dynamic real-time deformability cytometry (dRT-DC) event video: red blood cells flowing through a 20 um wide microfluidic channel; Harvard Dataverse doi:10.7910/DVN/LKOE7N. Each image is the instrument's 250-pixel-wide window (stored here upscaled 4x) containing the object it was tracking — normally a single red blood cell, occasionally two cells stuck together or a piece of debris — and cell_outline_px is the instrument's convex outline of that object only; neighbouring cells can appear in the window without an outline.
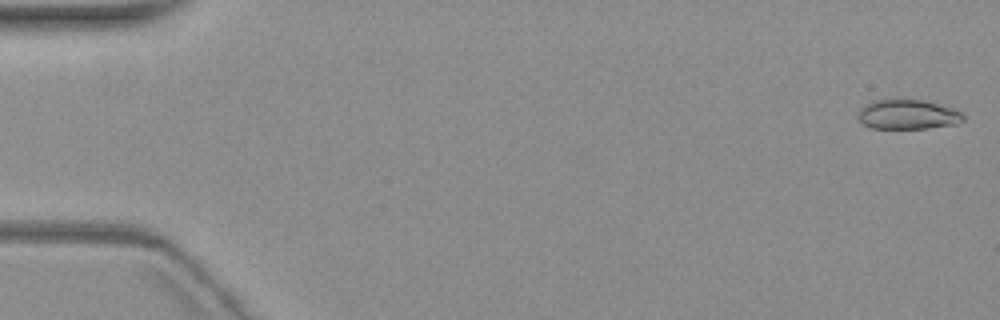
{"species": "common noctule bat (a hibernating species)", "species_latin": "Nyctalus noctula", "temperature_condition": "warm", "stored_images_in_passage": 6, "camera_frame_rate_fps": 3000, "um_per_image_px": 0.085, "animal": {"sex": "female", "body_mass_g": 19.3, "forearm_length_mm": 54.1}, "frame": {"image": 1, "passage_image": 1, "time_ms": 0.0, "image_size_px": [1000, 320], "cell_outline_px": [[964, 120], [956, 124], [928, 128], [872, 128], [864, 124], [856, 116], [860, 108], [864, 104], [872, 100], [888, 96], [900, 96], [924, 100], [952, 108], [960, 112], [964, 116]], "centroid_in_image_um": [77.09, 9.66], "position_along_channel_um": 7.9, "area_um2": 19.02}}
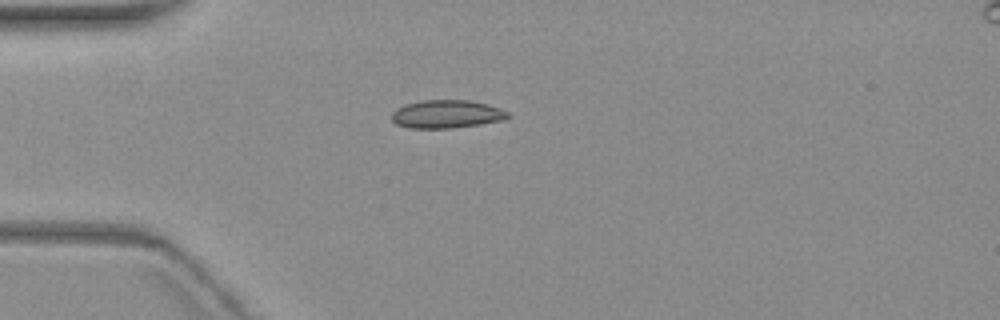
{"frame": {"image": 2, "passage_image": 5, "time_ms": 5.0, "image_size_px": [1000, 320], "cell_outline_px": [[512, 116], [504, 120], [480, 124], [452, 128], [412, 128], [396, 124], [392, 120], [392, 112], [396, 108], [404, 104], [424, 100], [468, 100], [488, 104], [500, 108], [508, 112]], "centroid_in_image_um": [37.98, 9.69], "position_along_channel_um": 47.0, "area_um2": 19.13}}